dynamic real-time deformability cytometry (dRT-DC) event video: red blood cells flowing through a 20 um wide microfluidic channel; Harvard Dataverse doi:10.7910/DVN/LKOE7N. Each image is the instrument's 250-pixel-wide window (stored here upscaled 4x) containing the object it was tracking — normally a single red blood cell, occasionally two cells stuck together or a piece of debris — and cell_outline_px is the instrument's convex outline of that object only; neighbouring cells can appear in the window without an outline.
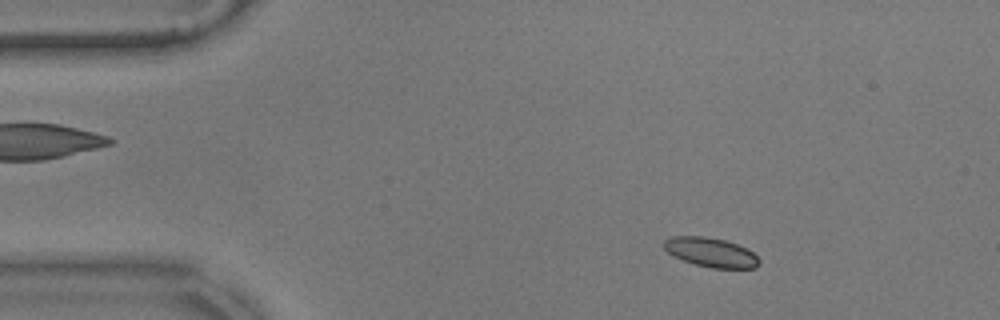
{"species": "common noctule bat (a hibernating species)", "species_latin": "Nyctalus noctula", "temperature_condition": "warm", "stored_images_in_passage": 56, "camera_frame_rate_fps": 3000, "um_per_image_px": 0.085, "animal": {"sex": "male", "body_mass_g": 17.9}, "frame": {"image": 1, "passage_image": 7, "time_ms": 2.0, "image_size_px": [1000, 320], "cell_outline_px": [[760, 264], [756, 268], [712, 268], [696, 264], [684, 260], [668, 252], [664, 248], [664, 240], [672, 236], [704, 236], [728, 240], [752, 252], [760, 260]], "centroid_in_image_um": [60.44, 21.44], "position_along_channel_um": 24.6, "area_um2": 16.13}}
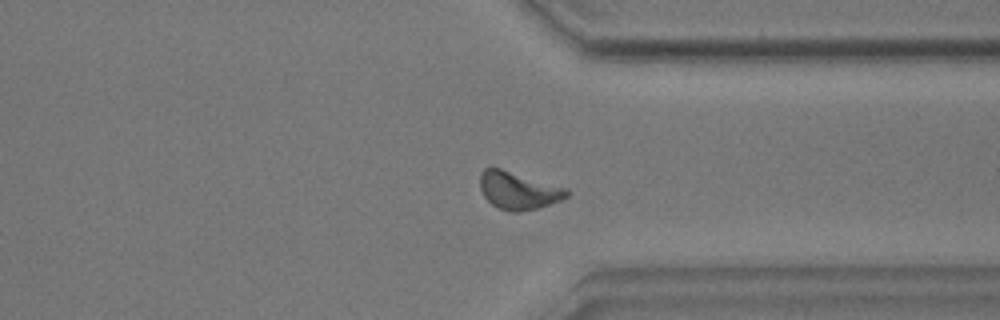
{"frame": {"image": 2, "passage_image": 42, "time_ms": 13.667, "image_size_px": [1000, 320], "cell_outline_px": [[568, 196], [560, 200], [536, 208], [520, 212], [508, 212], [496, 208], [484, 196], [480, 188], [480, 172], [484, 168], [500, 168], [568, 188]], "centroid_in_image_um": [44.03, 16.2], "position_along_channel_um": 367.4, "area_um2": 18.96}}
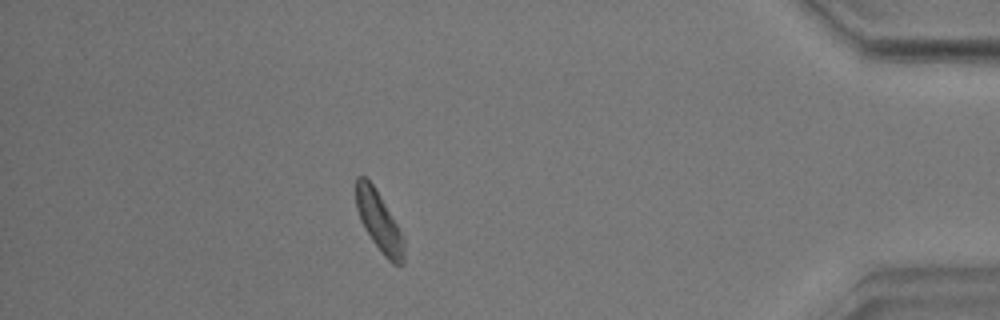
{"frame": {"image": 3, "passage_image": 49, "time_ms": 16.0, "image_size_px": [1000, 320], "cell_outline_px": [[404, 264], [392, 264], [384, 256], [372, 240], [364, 228], [360, 220], [356, 208], [356, 176], [364, 176], [376, 188], [404, 236]], "centroid_in_image_um": [32.23, 18.84], "position_along_channel_um": 403.0, "area_um2": 16.76}, "authors_computed_cell_mechanics": {"area_um2": 17.5134, "velocity_mm_per_s": 3.5023, "shape_relaxation_time_tau1_ms": 2.8689, "shape_relaxation_time_tau2_ms": 5.3461, "deformation_change_tau1": 0.1134, "deformation_change_tau2": 0.1334}}